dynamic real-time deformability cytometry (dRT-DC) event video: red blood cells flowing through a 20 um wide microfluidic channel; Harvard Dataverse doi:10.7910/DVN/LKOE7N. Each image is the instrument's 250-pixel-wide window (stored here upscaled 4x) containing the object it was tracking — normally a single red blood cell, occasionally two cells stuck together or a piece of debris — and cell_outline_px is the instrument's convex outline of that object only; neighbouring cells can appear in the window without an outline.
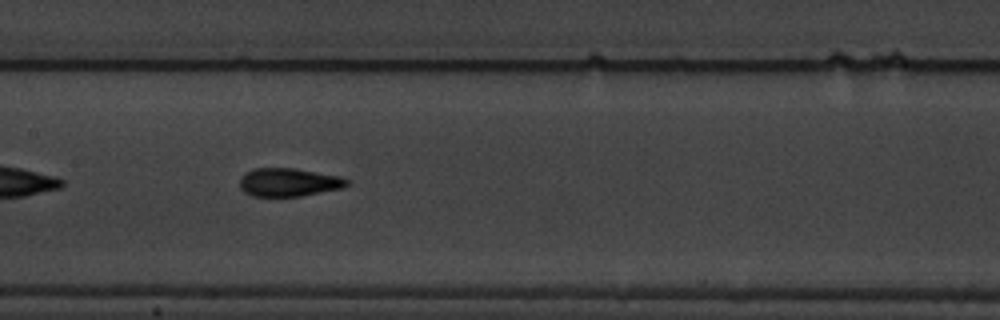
{"species": "common noctule bat (a hibernating species)", "species_latin": "Nyctalus noctula", "temperature_condition": "warm", "stored_images_in_passage": 41, "camera_frame_rate_fps": 3000, "um_per_image_px": 0.085, "animal": {"sex": "male", "body_mass_g": 19.5, "forearm_length_mm": 54.6}, "frame": {"image": 1, "passage_image": 12, "time_ms": 3.667, "image_size_px": [1000, 320], "cell_outline_px": [[348, 184], [340, 188], [300, 196], [252, 196], [244, 192], [240, 188], [240, 180], [244, 172], [256, 168], [292, 168], [340, 176], [348, 180]], "centroid_in_image_um": [24.49, 15.49], "position_along_channel_um": 182.9, "area_um2": 17.46}}
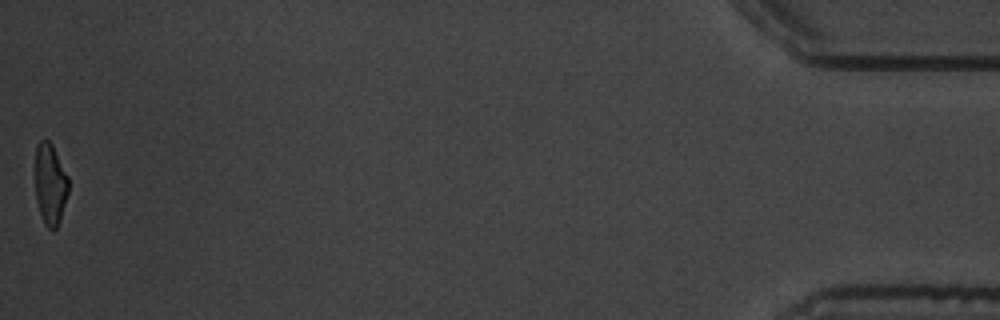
{"frame": {"image": 2, "passage_image": 41, "time_ms": 13.333, "image_size_px": [1000, 320], "cell_outline_px": [[68, 192], [60, 220], [56, 228], [48, 228], [44, 224], [36, 200], [36, 144], [40, 140], [48, 140], [52, 144], [68, 176]], "centroid_in_image_um": [4.27, 15.64], "position_along_channel_um": 430.9, "area_um2": 15.55}, "authors_computed_cell_mechanics": {"area_um2": 17.4556, "velocity_mm_per_s": 3.5237, "shape_relaxation_time_tau1_ms": 3.6634, "shape_relaxation_time_tau2_ms": 1.491, "deformation_change_tau1": 0.1731, "deformation_change_tau2": 0.0795}}